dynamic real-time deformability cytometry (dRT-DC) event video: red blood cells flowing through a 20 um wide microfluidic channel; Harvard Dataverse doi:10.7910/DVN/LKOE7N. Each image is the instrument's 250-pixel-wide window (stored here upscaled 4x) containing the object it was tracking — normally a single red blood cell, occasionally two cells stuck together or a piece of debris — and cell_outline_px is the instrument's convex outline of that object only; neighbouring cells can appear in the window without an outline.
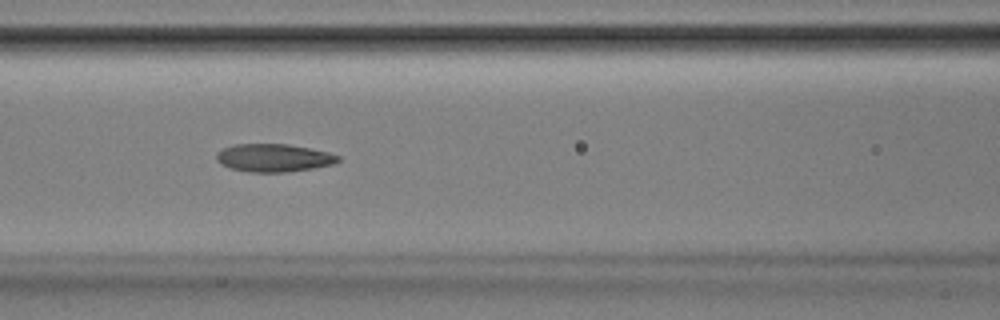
{"species": "Egyptian fruit bat (a non-hibernating species)", "species_latin": "Rousettus aegyptiacus", "temperature_condition": "room temperature", "stored_images_in_passage": 52, "camera_frame_rate_fps": 3000, "um_per_image_px": 0.085, "animal": {"sex": "male"}, "frame": {"image": 1, "passage_image": 22, "time_ms": 7.0, "image_size_px": [1000, 320], "cell_outline_px": [[340, 160], [336, 164], [312, 168], [284, 172], [252, 172], [232, 168], [220, 164], [216, 160], [216, 152], [232, 144], [288, 144], [312, 148], [328, 152], [340, 156]], "centroid_in_image_um": [23.28, 13.4], "position_along_channel_um": 143.3, "area_um2": 19.88}}
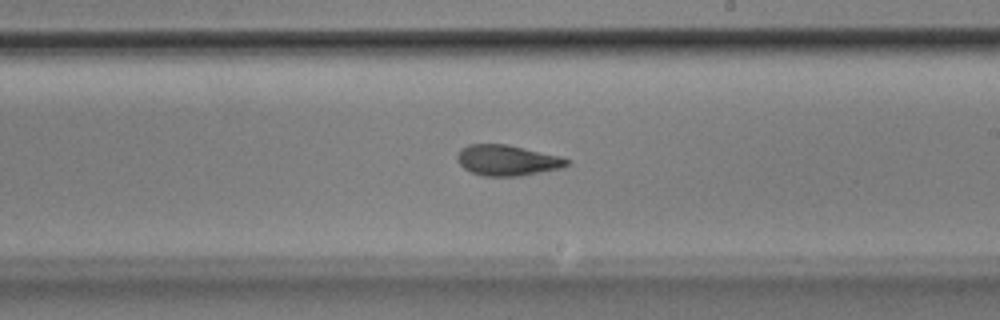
{"frame": {"image": 2, "passage_image": 30, "time_ms": 9.667, "image_size_px": [1000, 320], "cell_outline_px": [[568, 164], [560, 168], [520, 176], [484, 176], [472, 172], [464, 168], [456, 160], [456, 156], [460, 148], [468, 144], [508, 144], [560, 156], [568, 160]], "centroid_in_image_um": [43.06, 13.61], "position_along_channel_um": 245.9, "area_um2": 19.54}}
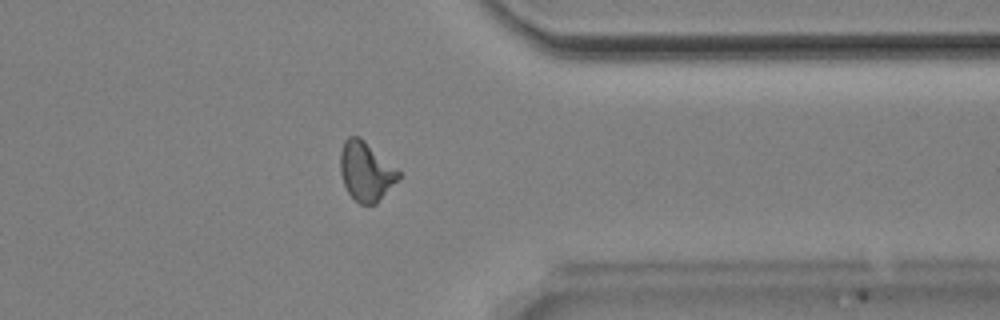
{"frame": {"image": 3, "passage_image": 41, "time_ms": 13.333, "image_size_px": [1000, 320], "cell_outline_px": [[400, 176], [376, 204], [360, 204], [348, 192], [344, 184], [340, 172], [340, 152], [344, 140], [348, 136], [360, 136], [396, 168], [400, 172]], "centroid_in_image_um": [31.07, 14.54], "position_along_channel_um": 380.3, "area_um2": 19.83}, "authors_computed_cell_mechanics": {"area_um2": 19.8832, "velocity_mm_per_s": 3.863, "shape_relaxation_time_tau1_ms": null, "shape_relaxation_time_tau2_ms": 2.9159, "deformation_change_tau1": null, "deformation_change_tau2": 0.1026}}